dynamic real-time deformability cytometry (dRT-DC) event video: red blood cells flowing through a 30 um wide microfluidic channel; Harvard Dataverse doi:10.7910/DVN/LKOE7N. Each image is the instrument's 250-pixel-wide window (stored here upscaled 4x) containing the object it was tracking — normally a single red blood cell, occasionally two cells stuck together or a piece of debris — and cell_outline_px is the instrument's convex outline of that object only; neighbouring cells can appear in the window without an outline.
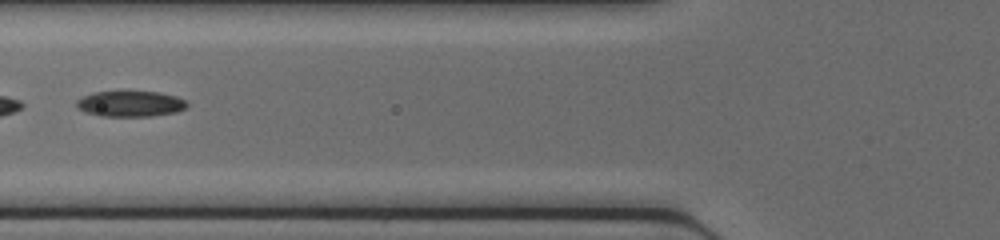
{"species": "common noctule bat (a hibernating species)", "species_latin": "Nyctalus noctula", "temperature_condition": "cold", "stored_images_in_passage": 41, "segment_of_instrument_passage": [2, 2], "camera_frame_rate_fps": 3000, "um_per_image_px": 0.085, "animal": {"sex": "female", "body_mass_g": 17.0, "forearm_length_mm": 48.0}, "frame": {"image": 1, "passage_image": 14, "time_ms": 4.333, "image_size_px": [1000, 240], "cell_outline_px": [[188, 104], [184, 108], [176, 112], [152, 116], [100, 116], [84, 112], [76, 108], [76, 100], [80, 96], [96, 92], [160, 92], [176, 96], [184, 100]], "centroid_in_image_um": [11.02, 8.83], "position_along_channel_um": 114.8, "area_um2": 16.59}}
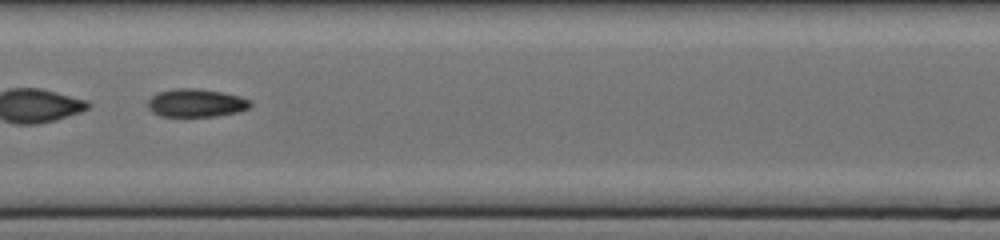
{"frame": {"image": 2, "passage_image": 19, "time_ms": 6.0, "image_size_px": [1000, 240], "cell_outline_px": [[252, 104], [248, 108], [240, 112], [216, 116], [160, 116], [152, 112], [148, 108], [148, 100], [152, 96], [160, 92], [176, 88], [196, 88], [220, 92], [240, 96], [252, 100]], "centroid_in_image_um": [16.69, 8.75], "position_along_channel_um": 190.7, "area_um2": 16.82}}
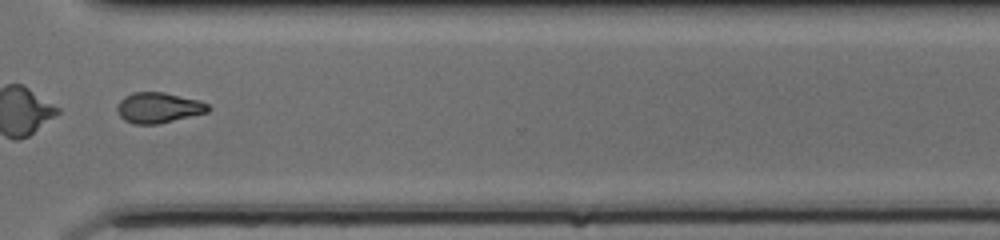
{"frame": {"image": 3, "passage_image": 30, "time_ms": 9.667, "image_size_px": [1000, 240], "cell_outline_px": [[212, 108], [208, 112], [160, 124], [132, 124], [124, 120], [120, 116], [116, 108], [120, 100], [124, 96], [132, 92], [164, 92], [200, 100], [208, 104]], "centroid_in_image_um": [13.48, 9.16], "position_along_channel_um": 357.1, "area_um2": 16.42}}